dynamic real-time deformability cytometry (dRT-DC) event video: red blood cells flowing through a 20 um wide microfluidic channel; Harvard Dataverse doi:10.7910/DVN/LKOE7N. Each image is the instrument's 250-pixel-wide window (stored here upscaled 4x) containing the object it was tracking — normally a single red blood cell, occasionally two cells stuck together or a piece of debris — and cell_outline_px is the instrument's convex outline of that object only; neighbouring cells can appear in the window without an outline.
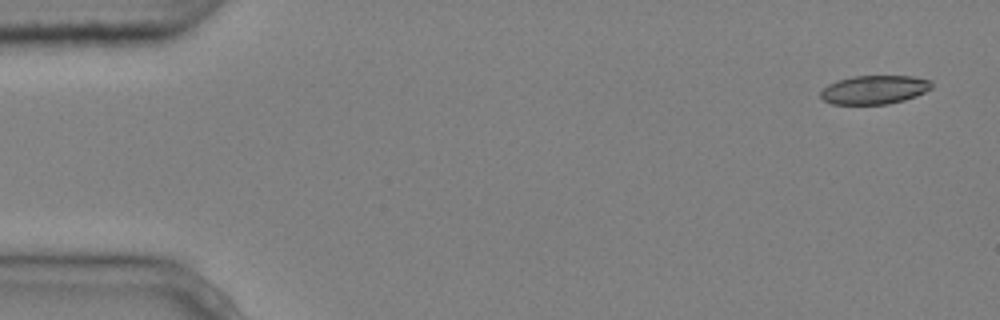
{"species": "common noctule bat (a hibernating species)", "species_latin": "Nyctalus noctula", "temperature_condition": "cold", "stored_images_in_passage": 6, "camera_frame_rate_fps": 3000, "um_per_image_px": 0.085, "animal": {"sex": "male", "body_mass_g": 20.4}, "frame": {"image": 1, "passage_image": 1, "time_ms": 0.0, "image_size_px": [1000, 320], "cell_outline_px": [[932, 88], [916, 96], [904, 100], [888, 104], [832, 104], [824, 100], [820, 96], [820, 92], [828, 84], [836, 80], [852, 76], [912, 76], [932, 80]], "centroid_in_image_um": [74.32, 7.62], "position_along_channel_um": 10.7, "area_um2": 18.67}}
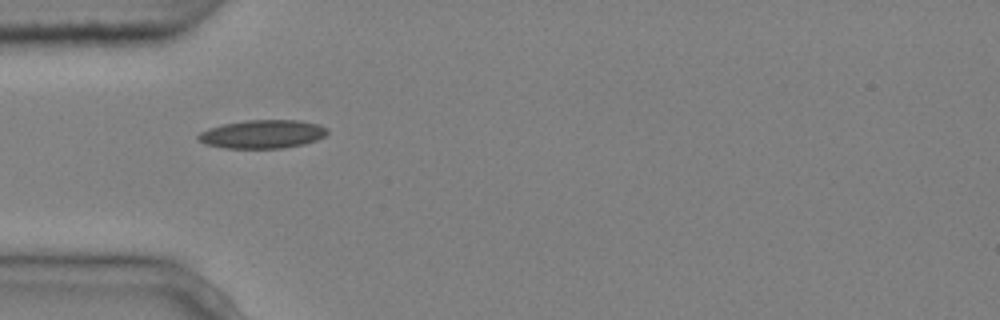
{"frame": {"image": 2, "passage_image": 5, "time_ms": 1.333, "image_size_px": [1000, 320], "cell_outline_px": [[328, 132], [324, 136], [316, 140], [304, 144], [280, 148], [224, 148], [204, 144], [196, 140], [196, 136], [200, 132], [208, 128], [224, 124], [244, 120], [300, 120], [316, 124], [328, 128]], "centroid_in_image_um": [22.26, 11.4], "position_along_channel_um": 62.7, "area_um2": 21.5}}
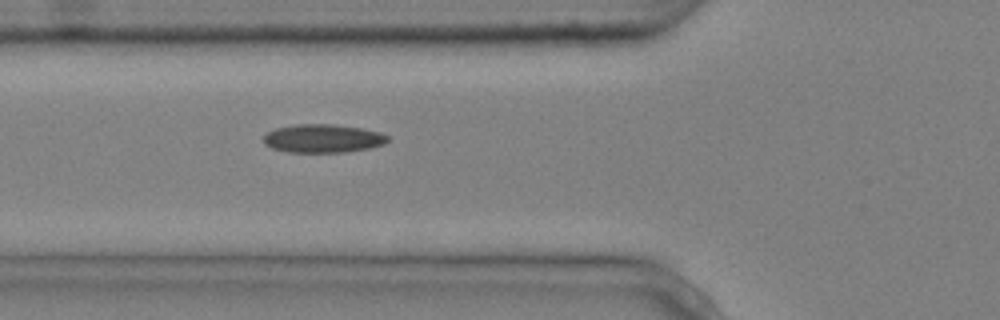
{"frame": {"image": 3, "passage_image": 6, "time_ms": 1.667, "image_size_px": [1000, 320], "cell_outline_px": [[388, 140], [384, 144], [368, 148], [344, 152], [288, 152], [272, 148], [264, 144], [264, 136], [268, 132], [276, 128], [296, 124], [332, 124], [364, 128], [380, 132], [388, 136]], "centroid_in_image_um": [27.45, 11.76], "position_along_channel_um": 98.4, "area_um2": 20.52}}